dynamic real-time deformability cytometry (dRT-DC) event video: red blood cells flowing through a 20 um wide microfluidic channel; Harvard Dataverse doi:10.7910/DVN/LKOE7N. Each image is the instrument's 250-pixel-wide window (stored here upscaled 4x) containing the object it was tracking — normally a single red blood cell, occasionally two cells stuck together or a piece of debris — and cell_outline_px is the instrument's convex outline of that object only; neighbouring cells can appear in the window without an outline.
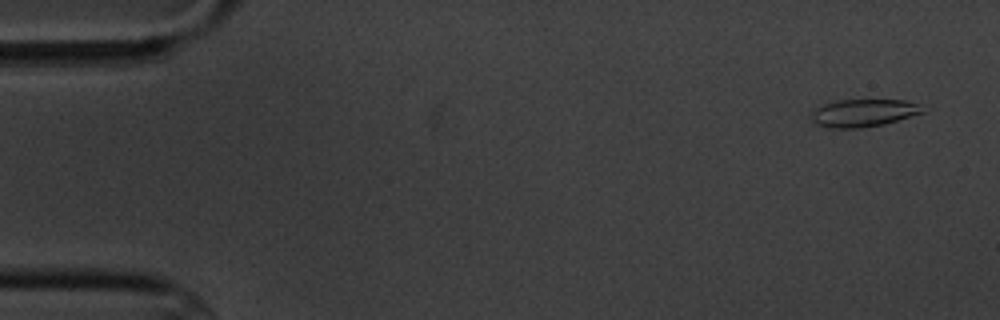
{"species": "common noctule bat (a hibernating species)", "species_latin": "Nyctalus noctula", "temperature_condition": "cold", "stored_images_in_passage": 4, "camera_frame_rate_fps": 3000, "um_per_image_px": 0.085, "animal": {"sex": "male", "body_mass_g": 20.1, "forearm_length_mm": 53.5}, "frame": {"image": 1, "passage_image": 1, "time_ms": 0.0, "image_size_px": [1000, 320], "cell_outline_px": [[924, 112], [884, 124], [856, 128], [828, 128], [816, 124], [812, 120], [812, 112], [820, 104], [836, 100], [904, 100], [916, 104]], "centroid_in_image_um": [73.31, 9.6], "position_along_channel_um": 11.7, "area_um2": 17.69}}